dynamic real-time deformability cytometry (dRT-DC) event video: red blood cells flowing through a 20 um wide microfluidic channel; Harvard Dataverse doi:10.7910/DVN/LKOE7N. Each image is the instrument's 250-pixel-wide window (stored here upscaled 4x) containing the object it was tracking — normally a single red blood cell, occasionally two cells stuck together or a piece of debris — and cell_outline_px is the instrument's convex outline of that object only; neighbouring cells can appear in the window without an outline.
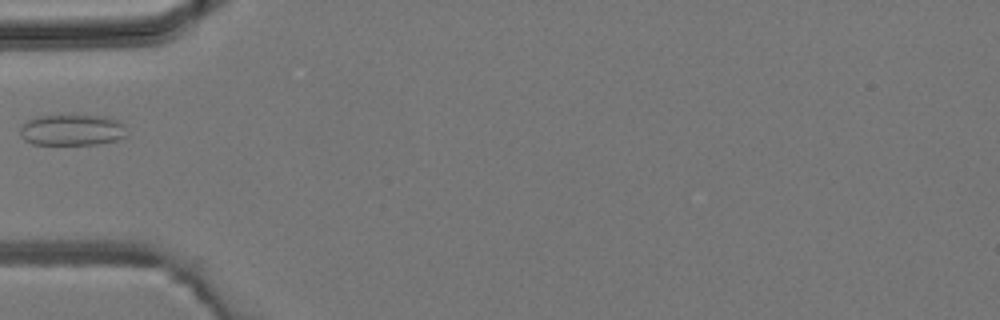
{"species": "common noctule bat (a hibernating species)", "species_latin": "Nyctalus noctula", "temperature_condition": "room temperature", "stored_images_in_passage": 6, "camera_frame_rate_fps": 3000, "um_per_image_px": 0.085, "animal": {"sex": "male", "body_mass_g": 19.2, "forearm_length_mm": 51.8}, "frame": {"image": 1, "passage_image": 6, "time_ms": 6.0, "image_size_px": [1000, 320], "cell_outline_px": [[124, 136], [120, 140], [96, 144], [32, 144], [24, 140], [20, 136], [20, 128], [28, 120], [36, 116], [104, 116], [116, 120], [124, 124]], "centroid_in_image_um": [6.1, 11.06], "position_along_channel_um": 78.9, "area_um2": 19.13}}